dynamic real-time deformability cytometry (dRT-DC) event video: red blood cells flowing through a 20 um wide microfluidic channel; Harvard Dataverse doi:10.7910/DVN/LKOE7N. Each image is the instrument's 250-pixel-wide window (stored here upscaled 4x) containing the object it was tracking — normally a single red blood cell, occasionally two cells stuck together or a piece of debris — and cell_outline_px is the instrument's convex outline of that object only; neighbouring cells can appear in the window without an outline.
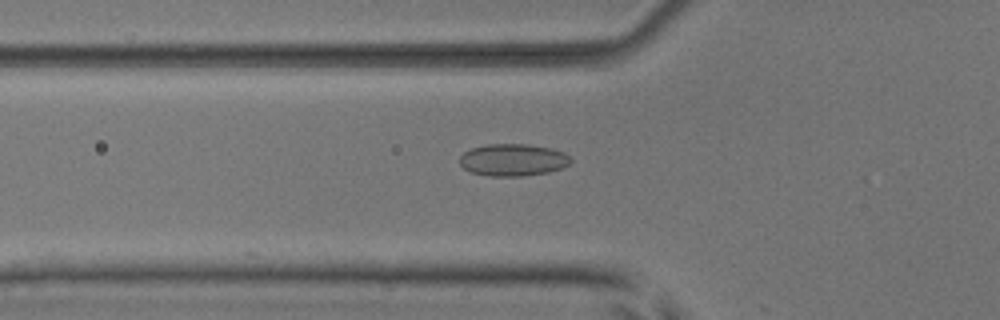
{"species": "common noctule bat (a hibernating species)", "species_latin": "Nyctalus noctula", "temperature_condition": "room temperature", "stored_images_in_passage": 38, "camera_frame_rate_fps": 3000, "um_per_image_px": 0.085, "animal": {"sex": "male", "body_mass_g": 17.9, "forearm_length_mm": 54.2}, "frame": {"image": 1, "passage_image": 4, "time_ms": 1.0, "image_size_px": [1000, 320], "cell_outline_px": [[572, 160], [568, 164], [560, 168], [548, 172], [524, 176], [492, 176], [472, 172], [464, 168], [460, 164], [460, 156], [464, 152], [472, 148], [488, 144], [528, 144], [552, 148], [564, 152]], "centroid_in_image_um": [43.61, 13.58], "position_along_channel_um": 82.2, "area_um2": 20.69}}
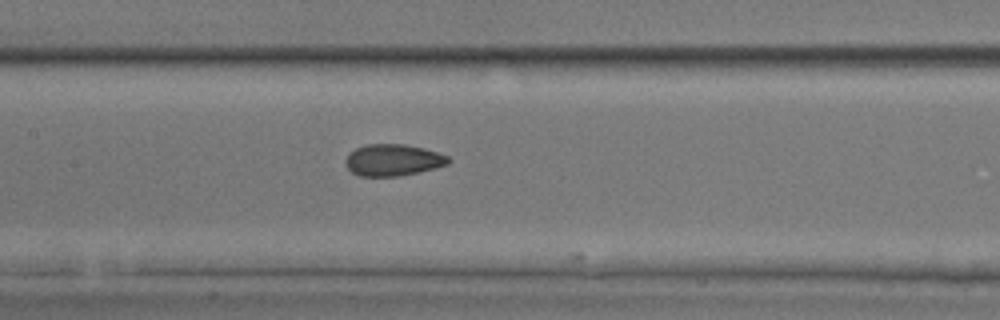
{"frame": {"image": 2, "passage_image": 11, "time_ms": 3.333, "image_size_px": [1000, 320], "cell_outline_px": [[452, 160], [448, 164], [436, 168], [420, 172], [400, 176], [360, 176], [352, 172], [344, 164], [344, 160], [348, 152], [356, 148], [368, 144], [404, 144], [424, 148], [448, 156]], "centroid_in_image_um": [33.39, 13.6], "position_along_channel_um": 174.0, "area_um2": 19.19}}
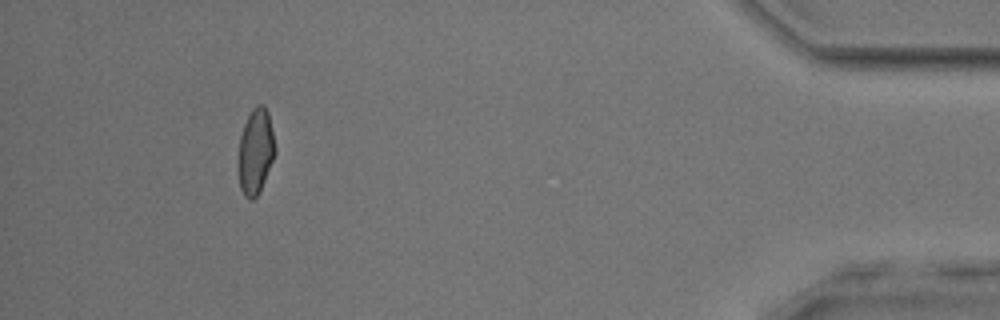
{"frame": {"image": 3, "passage_image": 34, "time_ms": 11.0, "image_size_px": [1000, 320], "cell_outline_px": [[276, 152], [260, 192], [252, 200], [248, 200], [244, 196], [240, 188], [240, 136], [244, 124], [252, 108], [256, 104], [264, 104], [268, 112], [276, 148]], "centroid_in_image_um": [21.75, 12.86], "position_along_channel_um": 413.4, "area_um2": 18.09}, "authors_computed_cell_mechanics": {"area_um2": 18.7561, "velocity_mm_per_s": 3.9207, "shape_relaxation_time_tau1_ms": 6.8655, "shape_relaxation_time_tau2_ms": 1.5614, "deformation_change_tau1": 0.1087, "deformation_change_tau2": 0.0655}}